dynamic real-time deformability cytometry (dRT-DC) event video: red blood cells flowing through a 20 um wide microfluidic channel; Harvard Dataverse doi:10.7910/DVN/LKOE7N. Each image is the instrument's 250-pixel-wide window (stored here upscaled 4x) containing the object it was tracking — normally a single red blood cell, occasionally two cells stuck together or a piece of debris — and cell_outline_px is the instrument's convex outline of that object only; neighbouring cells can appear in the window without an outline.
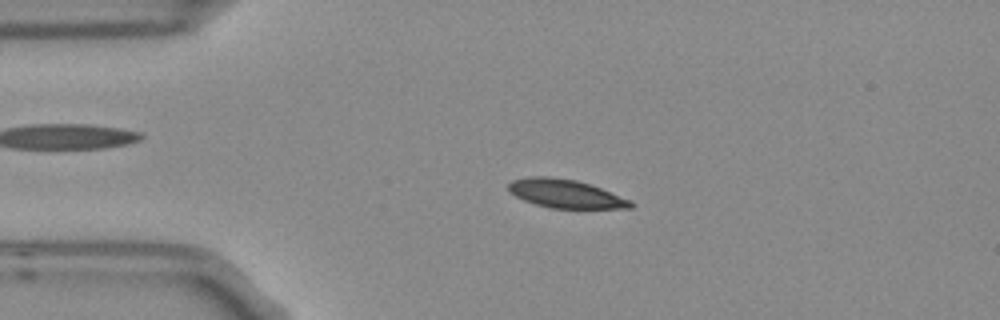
{"species": "Egyptian fruit bat (a non-hibernating species)", "species_latin": "Rousettus aegyptiacus", "temperature_condition": "room temperature", "stored_images_in_passage": 5, "camera_frame_rate_fps": 3000, "um_per_image_px": 0.085, "frame": {"image": 1, "passage_image": 4, "time_ms": 1.0, "image_size_px": [1000, 320], "cell_outline_px": [[636, 204], [632, 208], [548, 208], [524, 200], [516, 196], [508, 188], [508, 184], [512, 180], [532, 176], [548, 176], [576, 180], [600, 188], [632, 200]], "centroid_in_image_um": [48.1, 16.47], "position_along_channel_um": 36.9, "area_um2": 20.17}}